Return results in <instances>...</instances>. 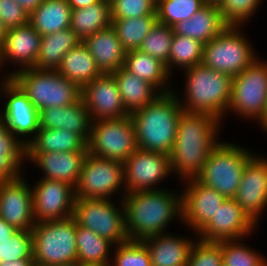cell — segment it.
<instances>
[{
	"label": "cell",
	"instance_id": "3957f363",
	"mask_svg": "<svg viewBox=\"0 0 267 266\" xmlns=\"http://www.w3.org/2000/svg\"><path fill=\"white\" fill-rule=\"evenodd\" d=\"M183 111L173 91L161 94L145 107L133 111L130 117L135 127L137 147L169 156Z\"/></svg>",
	"mask_w": 267,
	"mask_h": 266
},
{
	"label": "cell",
	"instance_id": "4316f807",
	"mask_svg": "<svg viewBox=\"0 0 267 266\" xmlns=\"http://www.w3.org/2000/svg\"><path fill=\"white\" fill-rule=\"evenodd\" d=\"M123 68L153 85L161 94L173 91L169 82L172 74L166 64L139 49L126 52Z\"/></svg>",
	"mask_w": 267,
	"mask_h": 266
},
{
	"label": "cell",
	"instance_id": "44dd1931",
	"mask_svg": "<svg viewBox=\"0 0 267 266\" xmlns=\"http://www.w3.org/2000/svg\"><path fill=\"white\" fill-rule=\"evenodd\" d=\"M41 39L42 36L36 32L29 22L7 30L1 48L4 63L8 65V61L17 65V70L11 71L12 75L35 67L40 51Z\"/></svg>",
	"mask_w": 267,
	"mask_h": 266
},
{
	"label": "cell",
	"instance_id": "f5cc1de1",
	"mask_svg": "<svg viewBox=\"0 0 267 266\" xmlns=\"http://www.w3.org/2000/svg\"><path fill=\"white\" fill-rule=\"evenodd\" d=\"M260 127L267 132V110L263 118L259 122Z\"/></svg>",
	"mask_w": 267,
	"mask_h": 266
},
{
	"label": "cell",
	"instance_id": "9c48e42d",
	"mask_svg": "<svg viewBox=\"0 0 267 266\" xmlns=\"http://www.w3.org/2000/svg\"><path fill=\"white\" fill-rule=\"evenodd\" d=\"M119 204L120 207L106 198H77L72 217L76 224L117 245L129 240L122 199Z\"/></svg>",
	"mask_w": 267,
	"mask_h": 266
},
{
	"label": "cell",
	"instance_id": "7c38bea8",
	"mask_svg": "<svg viewBox=\"0 0 267 266\" xmlns=\"http://www.w3.org/2000/svg\"><path fill=\"white\" fill-rule=\"evenodd\" d=\"M123 162L86 154L81 166L80 178L75 187L77 198L111 199L124 186ZM123 185V186H122Z\"/></svg>",
	"mask_w": 267,
	"mask_h": 266
},
{
	"label": "cell",
	"instance_id": "5b68a950",
	"mask_svg": "<svg viewBox=\"0 0 267 266\" xmlns=\"http://www.w3.org/2000/svg\"><path fill=\"white\" fill-rule=\"evenodd\" d=\"M254 155L251 150L242 148L239 144L219 141L195 179L202 185L215 189L226 199L234 198L244 167Z\"/></svg>",
	"mask_w": 267,
	"mask_h": 266
},
{
	"label": "cell",
	"instance_id": "5bb4252c",
	"mask_svg": "<svg viewBox=\"0 0 267 266\" xmlns=\"http://www.w3.org/2000/svg\"><path fill=\"white\" fill-rule=\"evenodd\" d=\"M124 186L121 199L128 192L158 190V183L171 174L170 158L159 152L137 149L124 162Z\"/></svg>",
	"mask_w": 267,
	"mask_h": 266
},
{
	"label": "cell",
	"instance_id": "ffe728a7",
	"mask_svg": "<svg viewBox=\"0 0 267 266\" xmlns=\"http://www.w3.org/2000/svg\"><path fill=\"white\" fill-rule=\"evenodd\" d=\"M25 175L13 181L0 182V217L17 230H32L33 213L31 186ZM30 186V187H29Z\"/></svg>",
	"mask_w": 267,
	"mask_h": 266
},
{
	"label": "cell",
	"instance_id": "6f0895ef",
	"mask_svg": "<svg viewBox=\"0 0 267 266\" xmlns=\"http://www.w3.org/2000/svg\"><path fill=\"white\" fill-rule=\"evenodd\" d=\"M30 266H46V265H42V264H38L36 262H33Z\"/></svg>",
	"mask_w": 267,
	"mask_h": 266
},
{
	"label": "cell",
	"instance_id": "d6986e66",
	"mask_svg": "<svg viewBox=\"0 0 267 266\" xmlns=\"http://www.w3.org/2000/svg\"><path fill=\"white\" fill-rule=\"evenodd\" d=\"M91 121L130 116L125 109L112 74L102 73L81 89Z\"/></svg>",
	"mask_w": 267,
	"mask_h": 266
},
{
	"label": "cell",
	"instance_id": "277c9868",
	"mask_svg": "<svg viewBox=\"0 0 267 266\" xmlns=\"http://www.w3.org/2000/svg\"><path fill=\"white\" fill-rule=\"evenodd\" d=\"M184 71L186 78L183 99L173 89L184 111L209 114L222 122L231 100L232 77L203 64L184 69L183 73Z\"/></svg>",
	"mask_w": 267,
	"mask_h": 266
},
{
	"label": "cell",
	"instance_id": "8992f818",
	"mask_svg": "<svg viewBox=\"0 0 267 266\" xmlns=\"http://www.w3.org/2000/svg\"><path fill=\"white\" fill-rule=\"evenodd\" d=\"M13 80L38 111L68 106L81 97V89L57 70L25 69L15 73Z\"/></svg>",
	"mask_w": 267,
	"mask_h": 266
},
{
	"label": "cell",
	"instance_id": "b9f144b4",
	"mask_svg": "<svg viewBox=\"0 0 267 266\" xmlns=\"http://www.w3.org/2000/svg\"><path fill=\"white\" fill-rule=\"evenodd\" d=\"M261 1L263 0H221L217 7L228 26L241 27L254 15Z\"/></svg>",
	"mask_w": 267,
	"mask_h": 266
},
{
	"label": "cell",
	"instance_id": "8fae6325",
	"mask_svg": "<svg viewBox=\"0 0 267 266\" xmlns=\"http://www.w3.org/2000/svg\"><path fill=\"white\" fill-rule=\"evenodd\" d=\"M138 149L130 116L91 121L87 152L93 156L124 162Z\"/></svg>",
	"mask_w": 267,
	"mask_h": 266
},
{
	"label": "cell",
	"instance_id": "6da1fadb",
	"mask_svg": "<svg viewBox=\"0 0 267 266\" xmlns=\"http://www.w3.org/2000/svg\"><path fill=\"white\" fill-rule=\"evenodd\" d=\"M221 123L209 114L182 112L176 140L169 154L172 174L184 181L195 178L201 172L211 150L220 141Z\"/></svg>",
	"mask_w": 267,
	"mask_h": 266
},
{
	"label": "cell",
	"instance_id": "ac0fdd59",
	"mask_svg": "<svg viewBox=\"0 0 267 266\" xmlns=\"http://www.w3.org/2000/svg\"><path fill=\"white\" fill-rule=\"evenodd\" d=\"M255 154L245 165L234 199L242 210L258 225L267 209V158Z\"/></svg>",
	"mask_w": 267,
	"mask_h": 266
},
{
	"label": "cell",
	"instance_id": "bcb514c9",
	"mask_svg": "<svg viewBox=\"0 0 267 266\" xmlns=\"http://www.w3.org/2000/svg\"><path fill=\"white\" fill-rule=\"evenodd\" d=\"M0 21L7 30L29 22V14L16 0H0Z\"/></svg>",
	"mask_w": 267,
	"mask_h": 266
},
{
	"label": "cell",
	"instance_id": "f35d334b",
	"mask_svg": "<svg viewBox=\"0 0 267 266\" xmlns=\"http://www.w3.org/2000/svg\"><path fill=\"white\" fill-rule=\"evenodd\" d=\"M240 240L219 241L222 250V263L226 266H264L265 256Z\"/></svg>",
	"mask_w": 267,
	"mask_h": 266
},
{
	"label": "cell",
	"instance_id": "ba28073f",
	"mask_svg": "<svg viewBox=\"0 0 267 266\" xmlns=\"http://www.w3.org/2000/svg\"><path fill=\"white\" fill-rule=\"evenodd\" d=\"M240 31V26H227L204 44L202 64L232 78L253 64L259 57Z\"/></svg>",
	"mask_w": 267,
	"mask_h": 266
},
{
	"label": "cell",
	"instance_id": "ee69618b",
	"mask_svg": "<svg viewBox=\"0 0 267 266\" xmlns=\"http://www.w3.org/2000/svg\"><path fill=\"white\" fill-rule=\"evenodd\" d=\"M111 19L156 15L157 0H109Z\"/></svg>",
	"mask_w": 267,
	"mask_h": 266
},
{
	"label": "cell",
	"instance_id": "e575fe53",
	"mask_svg": "<svg viewBox=\"0 0 267 266\" xmlns=\"http://www.w3.org/2000/svg\"><path fill=\"white\" fill-rule=\"evenodd\" d=\"M110 25L109 0H100L86 8L74 9L71 12L70 28L80 41Z\"/></svg>",
	"mask_w": 267,
	"mask_h": 266
},
{
	"label": "cell",
	"instance_id": "7a4b0ae2",
	"mask_svg": "<svg viewBox=\"0 0 267 266\" xmlns=\"http://www.w3.org/2000/svg\"><path fill=\"white\" fill-rule=\"evenodd\" d=\"M129 240L166 233L167 226L182 218L181 192L166 189L128 192L122 198ZM176 217V218H175Z\"/></svg>",
	"mask_w": 267,
	"mask_h": 266
},
{
	"label": "cell",
	"instance_id": "7bdbcfd3",
	"mask_svg": "<svg viewBox=\"0 0 267 266\" xmlns=\"http://www.w3.org/2000/svg\"><path fill=\"white\" fill-rule=\"evenodd\" d=\"M33 258L32 230H17L0 244V261Z\"/></svg>",
	"mask_w": 267,
	"mask_h": 266
},
{
	"label": "cell",
	"instance_id": "681fc988",
	"mask_svg": "<svg viewBox=\"0 0 267 266\" xmlns=\"http://www.w3.org/2000/svg\"><path fill=\"white\" fill-rule=\"evenodd\" d=\"M33 263V258H20L12 261H0V266H30Z\"/></svg>",
	"mask_w": 267,
	"mask_h": 266
},
{
	"label": "cell",
	"instance_id": "d590c367",
	"mask_svg": "<svg viewBox=\"0 0 267 266\" xmlns=\"http://www.w3.org/2000/svg\"><path fill=\"white\" fill-rule=\"evenodd\" d=\"M157 15L136 18L111 19L119 41L126 51L139 49L142 40L157 22Z\"/></svg>",
	"mask_w": 267,
	"mask_h": 266
},
{
	"label": "cell",
	"instance_id": "74e56055",
	"mask_svg": "<svg viewBox=\"0 0 267 266\" xmlns=\"http://www.w3.org/2000/svg\"><path fill=\"white\" fill-rule=\"evenodd\" d=\"M205 5V0H157V20L173 27L178 22L189 20Z\"/></svg>",
	"mask_w": 267,
	"mask_h": 266
},
{
	"label": "cell",
	"instance_id": "816d5d0a",
	"mask_svg": "<svg viewBox=\"0 0 267 266\" xmlns=\"http://www.w3.org/2000/svg\"><path fill=\"white\" fill-rule=\"evenodd\" d=\"M7 29L4 27L3 22L0 21V47H2Z\"/></svg>",
	"mask_w": 267,
	"mask_h": 266
},
{
	"label": "cell",
	"instance_id": "836d02e7",
	"mask_svg": "<svg viewBox=\"0 0 267 266\" xmlns=\"http://www.w3.org/2000/svg\"><path fill=\"white\" fill-rule=\"evenodd\" d=\"M79 42L80 40L71 28L42 36L40 51L34 68L57 70L62 63L63 56Z\"/></svg>",
	"mask_w": 267,
	"mask_h": 266
},
{
	"label": "cell",
	"instance_id": "4fadbf2b",
	"mask_svg": "<svg viewBox=\"0 0 267 266\" xmlns=\"http://www.w3.org/2000/svg\"><path fill=\"white\" fill-rule=\"evenodd\" d=\"M2 79L0 91L2 90L1 94L7 102L3 110L0 109V117L8 130L27 146L40 129L39 111L13 80L12 72L9 71Z\"/></svg>",
	"mask_w": 267,
	"mask_h": 266
},
{
	"label": "cell",
	"instance_id": "1f68e13d",
	"mask_svg": "<svg viewBox=\"0 0 267 266\" xmlns=\"http://www.w3.org/2000/svg\"><path fill=\"white\" fill-rule=\"evenodd\" d=\"M26 146L10 132L0 117V182L13 181L24 173Z\"/></svg>",
	"mask_w": 267,
	"mask_h": 266
},
{
	"label": "cell",
	"instance_id": "484cf974",
	"mask_svg": "<svg viewBox=\"0 0 267 266\" xmlns=\"http://www.w3.org/2000/svg\"><path fill=\"white\" fill-rule=\"evenodd\" d=\"M228 25L224 22L217 5L206 4L189 20L174 25V34L191 37L206 44L217 37Z\"/></svg>",
	"mask_w": 267,
	"mask_h": 266
},
{
	"label": "cell",
	"instance_id": "7402d4cb",
	"mask_svg": "<svg viewBox=\"0 0 267 266\" xmlns=\"http://www.w3.org/2000/svg\"><path fill=\"white\" fill-rule=\"evenodd\" d=\"M88 152H46L26 153V160L38 165L43 171L42 178L57 180L76 187L81 166Z\"/></svg>",
	"mask_w": 267,
	"mask_h": 266
},
{
	"label": "cell",
	"instance_id": "c3c4849f",
	"mask_svg": "<svg viewBox=\"0 0 267 266\" xmlns=\"http://www.w3.org/2000/svg\"><path fill=\"white\" fill-rule=\"evenodd\" d=\"M18 4L23 7L28 14L38 8L44 0H16Z\"/></svg>",
	"mask_w": 267,
	"mask_h": 266
},
{
	"label": "cell",
	"instance_id": "d6a6232c",
	"mask_svg": "<svg viewBox=\"0 0 267 266\" xmlns=\"http://www.w3.org/2000/svg\"><path fill=\"white\" fill-rule=\"evenodd\" d=\"M77 263L81 266H109L113 243L76 224ZM112 247V248H111Z\"/></svg>",
	"mask_w": 267,
	"mask_h": 266
},
{
	"label": "cell",
	"instance_id": "9f6ffc18",
	"mask_svg": "<svg viewBox=\"0 0 267 266\" xmlns=\"http://www.w3.org/2000/svg\"><path fill=\"white\" fill-rule=\"evenodd\" d=\"M56 266H81V265H79L77 262H73L65 265H56Z\"/></svg>",
	"mask_w": 267,
	"mask_h": 266
},
{
	"label": "cell",
	"instance_id": "2e32d148",
	"mask_svg": "<svg viewBox=\"0 0 267 266\" xmlns=\"http://www.w3.org/2000/svg\"><path fill=\"white\" fill-rule=\"evenodd\" d=\"M183 182L185 188L181 194V222L197 234L214 217L226 198L215 189L202 185L195 178Z\"/></svg>",
	"mask_w": 267,
	"mask_h": 266
},
{
	"label": "cell",
	"instance_id": "11a10c76",
	"mask_svg": "<svg viewBox=\"0 0 267 266\" xmlns=\"http://www.w3.org/2000/svg\"><path fill=\"white\" fill-rule=\"evenodd\" d=\"M3 66H4V60H3L2 48L0 47V67L3 68Z\"/></svg>",
	"mask_w": 267,
	"mask_h": 266
},
{
	"label": "cell",
	"instance_id": "f907efd6",
	"mask_svg": "<svg viewBox=\"0 0 267 266\" xmlns=\"http://www.w3.org/2000/svg\"><path fill=\"white\" fill-rule=\"evenodd\" d=\"M100 0H67L72 10L86 8L92 4L99 2Z\"/></svg>",
	"mask_w": 267,
	"mask_h": 266
},
{
	"label": "cell",
	"instance_id": "52a82bcc",
	"mask_svg": "<svg viewBox=\"0 0 267 266\" xmlns=\"http://www.w3.org/2000/svg\"><path fill=\"white\" fill-rule=\"evenodd\" d=\"M33 262L46 266L77 262L76 222L73 217L35 223Z\"/></svg>",
	"mask_w": 267,
	"mask_h": 266
},
{
	"label": "cell",
	"instance_id": "f546056e",
	"mask_svg": "<svg viewBox=\"0 0 267 266\" xmlns=\"http://www.w3.org/2000/svg\"><path fill=\"white\" fill-rule=\"evenodd\" d=\"M87 152V142L77 133L40 128L27 144L26 153Z\"/></svg>",
	"mask_w": 267,
	"mask_h": 266
},
{
	"label": "cell",
	"instance_id": "e0dca14e",
	"mask_svg": "<svg viewBox=\"0 0 267 266\" xmlns=\"http://www.w3.org/2000/svg\"><path fill=\"white\" fill-rule=\"evenodd\" d=\"M256 223L234 198L226 199L214 217L196 234L203 241L240 240L254 232Z\"/></svg>",
	"mask_w": 267,
	"mask_h": 266
},
{
	"label": "cell",
	"instance_id": "f6af8a7d",
	"mask_svg": "<svg viewBox=\"0 0 267 266\" xmlns=\"http://www.w3.org/2000/svg\"><path fill=\"white\" fill-rule=\"evenodd\" d=\"M222 250L220 242L203 241L196 238L191 246L187 266H221Z\"/></svg>",
	"mask_w": 267,
	"mask_h": 266
},
{
	"label": "cell",
	"instance_id": "83f0119b",
	"mask_svg": "<svg viewBox=\"0 0 267 266\" xmlns=\"http://www.w3.org/2000/svg\"><path fill=\"white\" fill-rule=\"evenodd\" d=\"M57 72L75 83L80 89L102 74L82 41L63 56Z\"/></svg>",
	"mask_w": 267,
	"mask_h": 266
},
{
	"label": "cell",
	"instance_id": "ab89813d",
	"mask_svg": "<svg viewBox=\"0 0 267 266\" xmlns=\"http://www.w3.org/2000/svg\"><path fill=\"white\" fill-rule=\"evenodd\" d=\"M173 37V28L157 21L148 35L142 40L139 50L167 65Z\"/></svg>",
	"mask_w": 267,
	"mask_h": 266
},
{
	"label": "cell",
	"instance_id": "d4e9b609",
	"mask_svg": "<svg viewBox=\"0 0 267 266\" xmlns=\"http://www.w3.org/2000/svg\"><path fill=\"white\" fill-rule=\"evenodd\" d=\"M82 42L102 73L111 74L123 67L127 51L123 48L112 25L88 36Z\"/></svg>",
	"mask_w": 267,
	"mask_h": 266
},
{
	"label": "cell",
	"instance_id": "f1b7e54d",
	"mask_svg": "<svg viewBox=\"0 0 267 266\" xmlns=\"http://www.w3.org/2000/svg\"><path fill=\"white\" fill-rule=\"evenodd\" d=\"M111 74L117 83L123 105L130 114L145 107L161 95L153 85L123 67Z\"/></svg>",
	"mask_w": 267,
	"mask_h": 266
},
{
	"label": "cell",
	"instance_id": "db71d44e",
	"mask_svg": "<svg viewBox=\"0 0 267 266\" xmlns=\"http://www.w3.org/2000/svg\"><path fill=\"white\" fill-rule=\"evenodd\" d=\"M221 0H205L206 4L218 5Z\"/></svg>",
	"mask_w": 267,
	"mask_h": 266
},
{
	"label": "cell",
	"instance_id": "30bf717a",
	"mask_svg": "<svg viewBox=\"0 0 267 266\" xmlns=\"http://www.w3.org/2000/svg\"><path fill=\"white\" fill-rule=\"evenodd\" d=\"M267 110V61L259 58L248 68L232 78L229 112L240 118H263Z\"/></svg>",
	"mask_w": 267,
	"mask_h": 266
},
{
	"label": "cell",
	"instance_id": "4dcf8cb0",
	"mask_svg": "<svg viewBox=\"0 0 267 266\" xmlns=\"http://www.w3.org/2000/svg\"><path fill=\"white\" fill-rule=\"evenodd\" d=\"M71 12L67 0H44L29 14V23L41 36L70 28Z\"/></svg>",
	"mask_w": 267,
	"mask_h": 266
},
{
	"label": "cell",
	"instance_id": "7dc6e473",
	"mask_svg": "<svg viewBox=\"0 0 267 266\" xmlns=\"http://www.w3.org/2000/svg\"><path fill=\"white\" fill-rule=\"evenodd\" d=\"M17 229L9 225L4 219L0 217V244L10 236L15 234Z\"/></svg>",
	"mask_w": 267,
	"mask_h": 266
},
{
	"label": "cell",
	"instance_id": "603a6c76",
	"mask_svg": "<svg viewBox=\"0 0 267 266\" xmlns=\"http://www.w3.org/2000/svg\"><path fill=\"white\" fill-rule=\"evenodd\" d=\"M91 119L82 97L63 107L39 111V128L65 129L79 134L86 142L90 137Z\"/></svg>",
	"mask_w": 267,
	"mask_h": 266
},
{
	"label": "cell",
	"instance_id": "8d00e7d4",
	"mask_svg": "<svg viewBox=\"0 0 267 266\" xmlns=\"http://www.w3.org/2000/svg\"><path fill=\"white\" fill-rule=\"evenodd\" d=\"M204 44L191 37L174 34L171 51L166 68L171 74L172 69H187L202 64Z\"/></svg>",
	"mask_w": 267,
	"mask_h": 266
},
{
	"label": "cell",
	"instance_id": "60d3db41",
	"mask_svg": "<svg viewBox=\"0 0 267 266\" xmlns=\"http://www.w3.org/2000/svg\"><path fill=\"white\" fill-rule=\"evenodd\" d=\"M109 266H151L147 247L140 240H128L115 245Z\"/></svg>",
	"mask_w": 267,
	"mask_h": 266
},
{
	"label": "cell",
	"instance_id": "cb8c5ba5",
	"mask_svg": "<svg viewBox=\"0 0 267 266\" xmlns=\"http://www.w3.org/2000/svg\"><path fill=\"white\" fill-rule=\"evenodd\" d=\"M196 238L172 234L150 236L142 240L150 255L151 266H187L188 255Z\"/></svg>",
	"mask_w": 267,
	"mask_h": 266
},
{
	"label": "cell",
	"instance_id": "9a60e30c",
	"mask_svg": "<svg viewBox=\"0 0 267 266\" xmlns=\"http://www.w3.org/2000/svg\"><path fill=\"white\" fill-rule=\"evenodd\" d=\"M32 186L36 223L63 220L73 215L75 188L68 183L40 178Z\"/></svg>",
	"mask_w": 267,
	"mask_h": 266
}]
</instances>
